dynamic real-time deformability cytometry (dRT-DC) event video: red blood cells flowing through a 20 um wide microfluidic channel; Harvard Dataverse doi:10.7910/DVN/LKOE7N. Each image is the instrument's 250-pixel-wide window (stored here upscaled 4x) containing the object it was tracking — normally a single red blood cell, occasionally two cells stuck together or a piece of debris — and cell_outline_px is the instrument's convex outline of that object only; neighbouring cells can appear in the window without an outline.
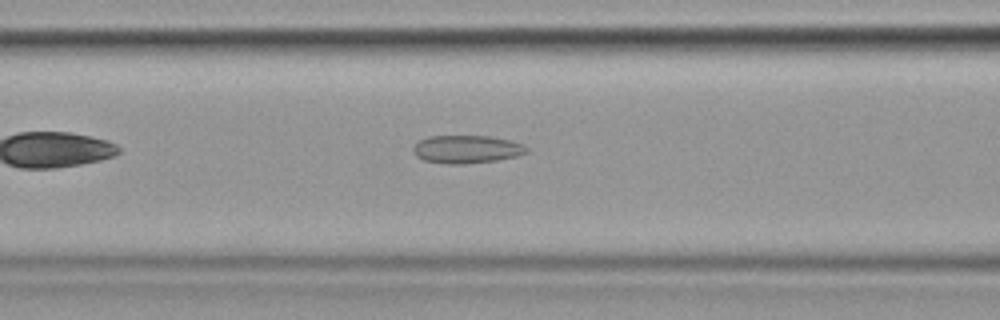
{"species": "common noctule bat (a hibernating species)", "species_latin": "Nyctalus noctula", "temperature_condition": "cold", "stored_images_in_passage": 38, "segment_of_instrument_passage": [1, 2], "camera_frame_rate_fps": 3000, "um_per_image_px": 0.085, "animal": {"sex": "female", "body_mass_g": 19.9}, "frame": {"image": 1, "passage_image": 5, "time_ms": 1.333, "image_size_px": [1000, 320], "cell_outline_px": [[528, 152], [516, 156], [496, 160], [464, 164], [448, 164], [424, 160], [416, 156], [412, 152], [412, 148], [420, 140], [428, 136], [488, 136], [512, 140], [524, 144], [528, 148]], "centroid_in_image_um": [39.67, 12.68], "position_along_channel_um": 126.9, "area_um2": 18.55}}
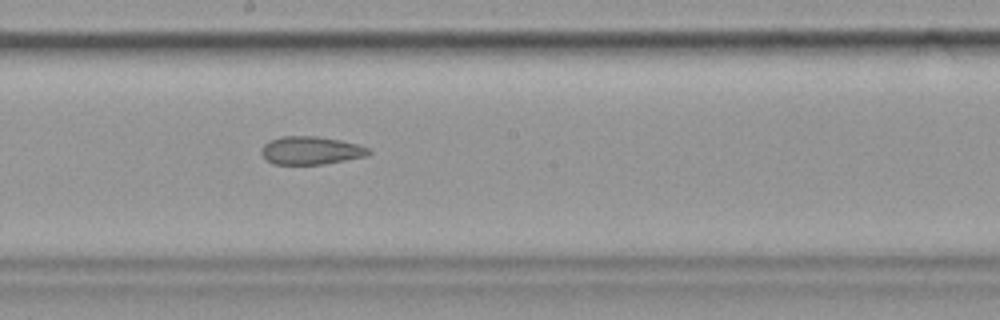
{"frame": {"image": 2, "passage_image": 13, "time_ms": 4.0, "image_size_px": [1000, 320], "cell_outline_px": [[372, 152], [368, 156], [324, 164], [272, 164], [264, 160], [260, 152], [260, 148], [268, 140], [280, 136], [316, 136], [340, 140], [356, 144], [368, 148]], "centroid_in_image_um": [26.37, 12.79], "position_along_channel_um": 221.8, "area_um2": 17.8}}
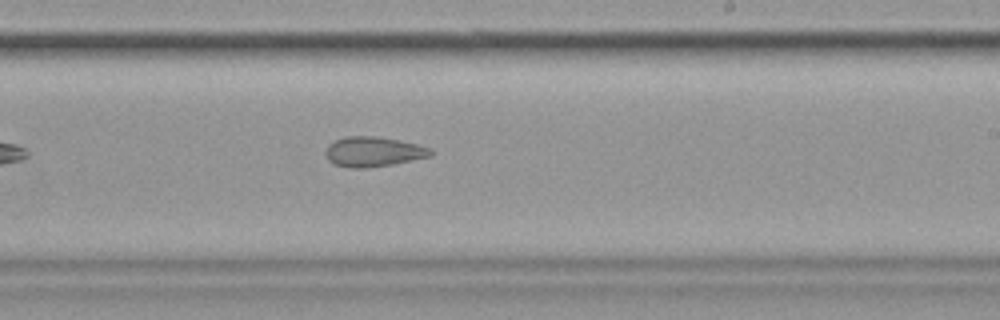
{"frame": {"image": 3, "passage_image": 16, "time_ms": 5.0, "image_size_px": [1000, 320], "cell_outline_px": [[432, 156], [392, 164], [368, 168], [348, 168], [332, 164], [328, 160], [324, 152], [328, 144], [344, 136], [376, 136], [416, 144], [432, 148]], "centroid_in_image_um": [31.69, 12.9], "position_along_channel_um": 257.3, "area_um2": 18.44}}